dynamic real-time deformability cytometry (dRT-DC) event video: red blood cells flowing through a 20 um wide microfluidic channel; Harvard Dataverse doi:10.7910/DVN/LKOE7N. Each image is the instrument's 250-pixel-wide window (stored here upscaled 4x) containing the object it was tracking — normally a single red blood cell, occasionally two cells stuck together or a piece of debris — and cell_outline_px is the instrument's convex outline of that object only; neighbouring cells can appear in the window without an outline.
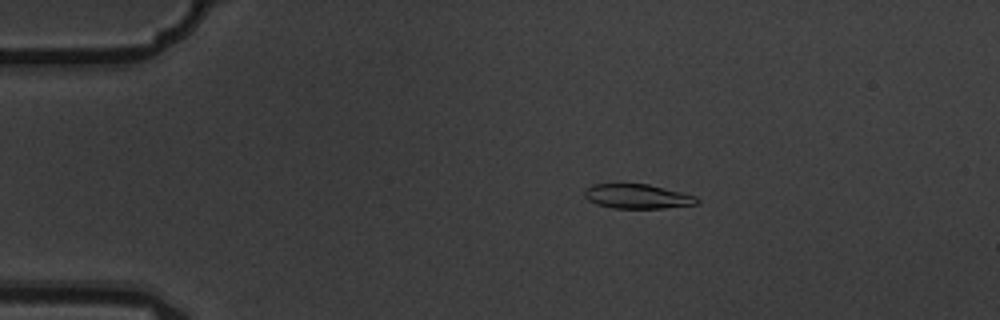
{"species": "common noctule bat (a hibernating species)", "species_latin": "Nyctalus noctula", "temperature_condition": "warm", "stored_images_in_passage": 6, "camera_frame_rate_fps": 3000, "um_per_image_px": 0.085, "animal": {"sex": "male", "body_mass_g": 19.5, "forearm_length_mm": 54.6}, "frame": {"image": 1, "passage_image": 4, "time_ms": 1.0, "image_size_px": [1000, 320], "cell_outline_px": [[700, 200], [696, 204], [664, 208], [612, 208], [596, 204], [588, 200], [584, 196], [584, 188], [592, 184], [648, 184], [696, 196]], "centroid_in_image_um": [54.13, 16.69], "position_along_channel_um": 30.9, "area_um2": 16.01}}